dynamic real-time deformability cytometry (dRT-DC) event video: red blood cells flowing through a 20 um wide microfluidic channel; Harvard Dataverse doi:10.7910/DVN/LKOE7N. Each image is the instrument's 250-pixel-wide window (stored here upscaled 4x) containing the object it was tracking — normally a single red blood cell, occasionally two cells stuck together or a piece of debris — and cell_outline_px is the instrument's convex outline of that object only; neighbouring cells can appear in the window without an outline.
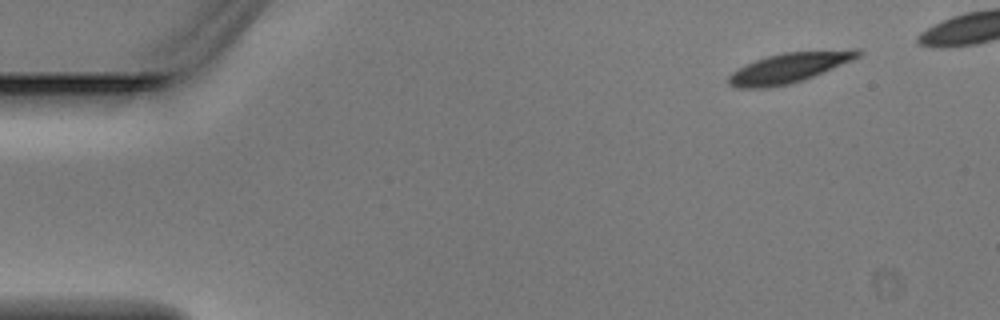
{"species": "Egyptian fruit bat (a non-hibernating species)", "species_latin": "Rousettus aegyptiacus", "temperature_condition": "warm", "stored_images_in_passage": 5, "segment_of_instrument_passage": [2, 2], "camera_frame_rate_fps": 3000, "um_per_image_px": 0.085, "animal": {"sex": "male"}, "frame": {"image": 1, "passage_image": 5, "time_ms": 1.333, "image_size_px": [1000, 320], "cell_outline_px": [[864, 52], [860, 56], [852, 60], [804, 80], [788, 84], [768, 88], [736, 88], [728, 84], [728, 76], [732, 72], [744, 64], [768, 56], [784, 52], [852, 48], [860, 48]], "centroid_in_image_um": [67.11, 5.74], "position_along_channel_um": 17.9, "area_um2": 22.95}}